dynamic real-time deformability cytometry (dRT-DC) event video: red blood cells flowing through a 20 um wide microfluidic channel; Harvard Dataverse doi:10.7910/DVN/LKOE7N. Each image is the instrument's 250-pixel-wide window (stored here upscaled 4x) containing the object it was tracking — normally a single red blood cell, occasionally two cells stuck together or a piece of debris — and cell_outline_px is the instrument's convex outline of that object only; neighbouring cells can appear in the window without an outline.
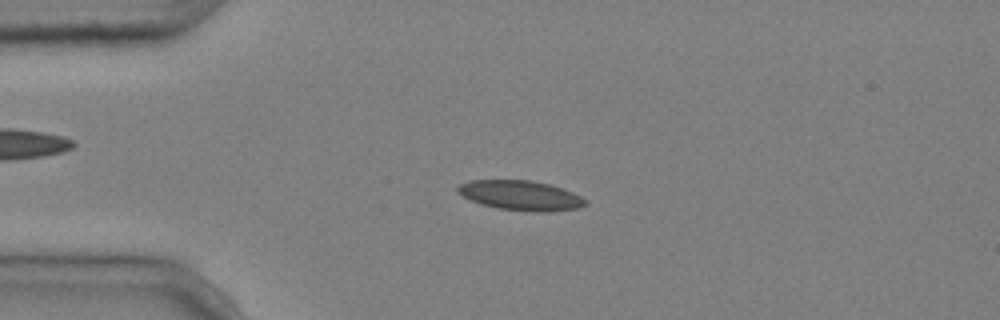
{"species": "common noctule bat (a hibernating species)", "species_latin": "Nyctalus noctula", "temperature_condition": "cold", "stored_images_in_passage": 5, "camera_frame_rate_fps": 3000, "um_per_image_px": 0.085, "animal": {"sex": "male", "body_mass_g": 20.4}, "frame": {"image": 1, "passage_image": 3, "time_ms": 0.667, "image_size_px": [1000, 320], "cell_outline_px": [[588, 204], [580, 208], [552, 212], [532, 212], [500, 208], [484, 204], [472, 200], [456, 192], [456, 188], [460, 184], [472, 180], [528, 180], [548, 184], [572, 192], [588, 200]], "centroid_in_image_um": [44.31, 16.62], "position_along_channel_um": 40.7, "area_um2": 22.02}}